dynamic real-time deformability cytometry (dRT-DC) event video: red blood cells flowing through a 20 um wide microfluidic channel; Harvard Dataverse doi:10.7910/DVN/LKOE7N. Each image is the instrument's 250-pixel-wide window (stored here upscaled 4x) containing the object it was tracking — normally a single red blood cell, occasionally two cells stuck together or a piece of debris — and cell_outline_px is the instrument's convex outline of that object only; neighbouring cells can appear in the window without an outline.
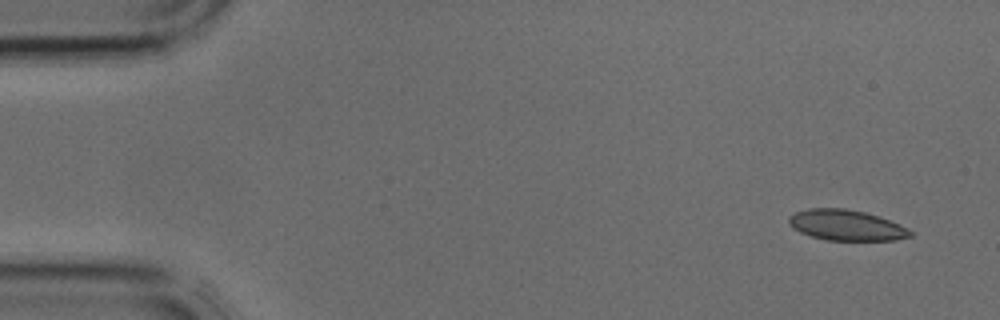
{"species": "common noctule bat (a hibernating species)", "species_latin": "Nyctalus noctula", "temperature_condition": "cold", "stored_images_in_passage": 2, "segment_of_instrument_passage": [2, 2], "camera_frame_rate_fps": 3000, "um_per_image_px": 0.085, "animal": {"sex": "male", "body_mass_g": 17.9, "forearm_length_mm": 54.2}, "frame": {"image": 1, "passage_image": 2, "time_ms": 0.333, "image_size_px": [1000, 320], "cell_outline_px": [[912, 236], [896, 240], [828, 240], [812, 236], [800, 232], [792, 228], [788, 224], [788, 216], [796, 212], [808, 208], [844, 208], [864, 212], [880, 216], [900, 224], [908, 228], [912, 232]], "centroid_in_image_um": [71.93, 19.13], "position_along_channel_um": 13.1, "area_um2": 21.79}}